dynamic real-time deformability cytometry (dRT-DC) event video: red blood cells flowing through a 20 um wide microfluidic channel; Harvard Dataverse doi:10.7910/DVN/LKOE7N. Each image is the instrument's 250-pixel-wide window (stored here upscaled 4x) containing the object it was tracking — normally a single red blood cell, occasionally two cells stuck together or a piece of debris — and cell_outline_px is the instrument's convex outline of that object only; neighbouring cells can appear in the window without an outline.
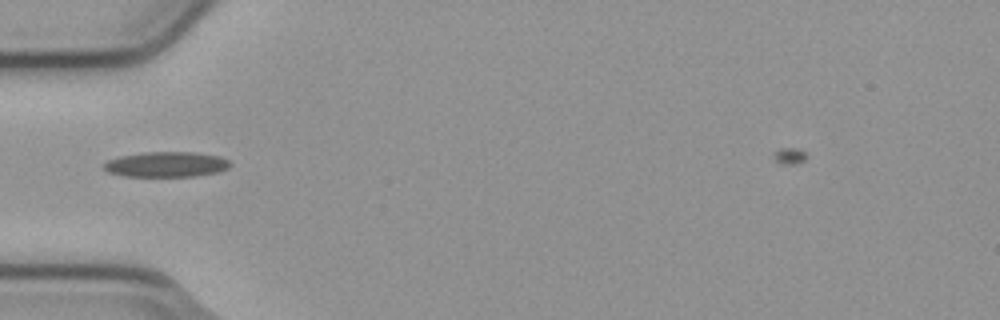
{"species": "common noctule bat (a hibernating species)", "species_latin": "Nyctalus noctula", "temperature_condition": "cold", "stored_images_in_passage": 5, "camera_frame_rate_fps": 3000, "um_per_image_px": 0.085, "animal": {"sex": "male", "body_mass_g": 23.1, "forearm_length_mm": 52.7}, "frame": {"image": 1, "passage_image": 3, "time_ms": 0.667, "image_size_px": [1000, 320], "cell_outline_px": [[232, 164], [228, 168], [220, 172], [196, 176], [124, 176], [108, 172], [100, 164], [108, 160], [120, 156], [144, 152], [196, 152], [220, 156], [228, 160]], "centroid_in_image_um": [14.15, 13.97], "position_along_channel_um": 70.9, "area_um2": 18.79}}
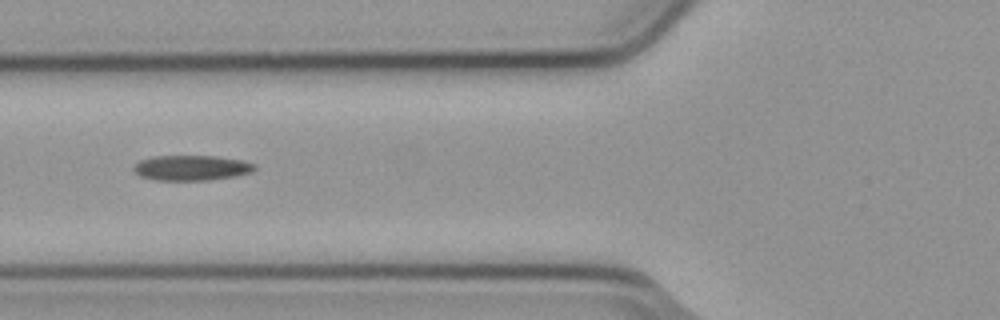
{"frame": {"image": 2, "passage_image": 4, "time_ms": 1.0, "image_size_px": [1000, 320], "cell_outline_px": [[256, 168], [252, 172], [236, 176], [208, 180], [156, 180], [140, 176], [132, 168], [140, 160], [156, 156], [216, 156], [244, 160], [256, 164]], "centroid_in_image_um": [16.32, 14.26], "position_along_channel_um": 109.5, "area_um2": 17.8}}
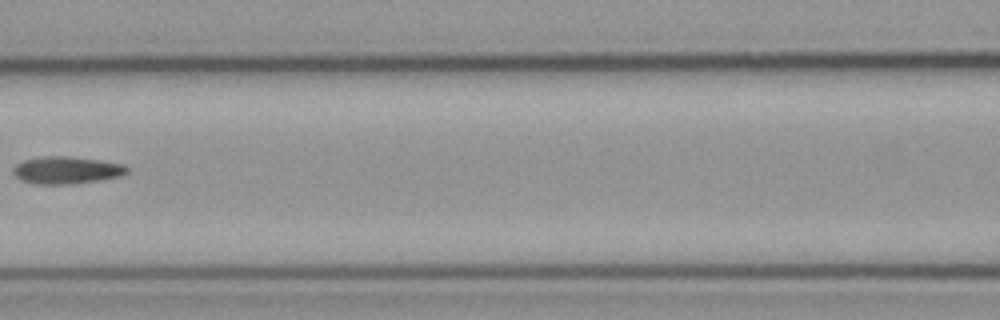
{"frame": {"image": 3, "passage_image": 5, "time_ms": 1.333, "image_size_px": [1000, 320], "cell_outline_px": [[128, 172], [120, 176], [100, 180], [68, 184], [36, 184], [20, 180], [12, 172], [12, 168], [16, 164], [24, 160], [44, 156], [68, 156], [124, 164], [128, 168]], "centroid_in_image_um": [5.63, 14.46], "position_along_channel_um": 161.0, "area_um2": 18.03}}